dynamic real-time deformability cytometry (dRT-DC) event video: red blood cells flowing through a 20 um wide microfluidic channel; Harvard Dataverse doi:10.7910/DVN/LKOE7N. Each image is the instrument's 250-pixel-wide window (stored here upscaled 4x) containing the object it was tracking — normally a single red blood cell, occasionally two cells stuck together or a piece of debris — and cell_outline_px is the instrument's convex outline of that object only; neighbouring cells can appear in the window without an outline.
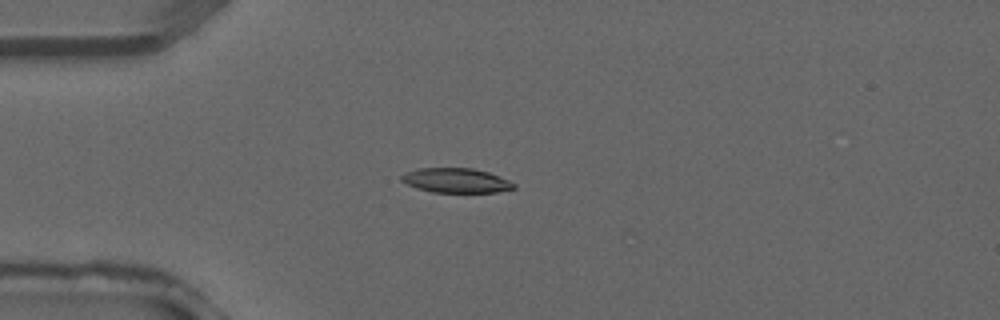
{"species": "common noctule bat (a hibernating species)", "species_latin": "Nyctalus noctula", "temperature_condition": "warm", "stored_images_in_passage": 16, "camera_frame_rate_fps": 3000, "um_per_image_px": 0.085, "animal": {"sex": "male", "forearm_length_mm": 52.5}, "frame": {"image": 1, "passage_image": 11, "time_ms": 3.333, "image_size_px": [1000, 320], "cell_outline_px": [[516, 188], [496, 192], [432, 192], [416, 188], [400, 180], [400, 176], [416, 168], [472, 168], [488, 172], [500, 176], [516, 184]], "centroid_in_image_um": [38.77, 15.34], "position_along_channel_um": 46.2, "area_um2": 16.07}}
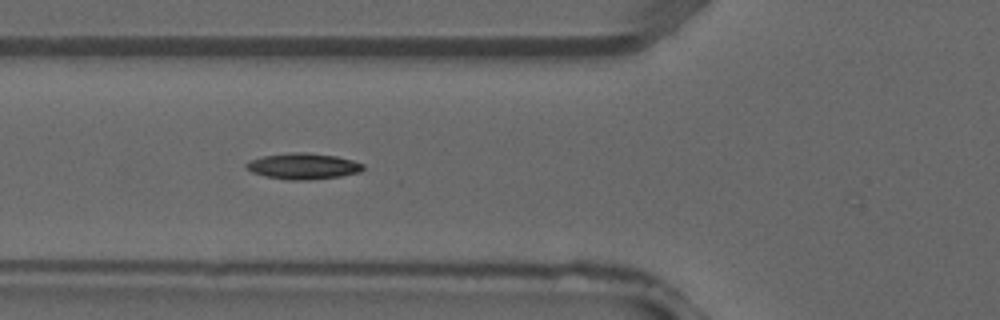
{"frame": {"image": 2, "passage_image": 15, "time_ms": 4.667, "image_size_px": [1000, 320], "cell_outline_px": [[364, 168], [360, 172], [340, 176], [308, 180], [288, 180], [264, 176], [252, 172], [244, 168], [244, 164], [248, 160], [264, 156], [292, 152], [308, 152], [336, 156], [352, 160], [364, 164]], "centroid_in_image_um": [25.73, 14.12], "position_along_channel_um": 100.1, "area_um2": 17.86}}